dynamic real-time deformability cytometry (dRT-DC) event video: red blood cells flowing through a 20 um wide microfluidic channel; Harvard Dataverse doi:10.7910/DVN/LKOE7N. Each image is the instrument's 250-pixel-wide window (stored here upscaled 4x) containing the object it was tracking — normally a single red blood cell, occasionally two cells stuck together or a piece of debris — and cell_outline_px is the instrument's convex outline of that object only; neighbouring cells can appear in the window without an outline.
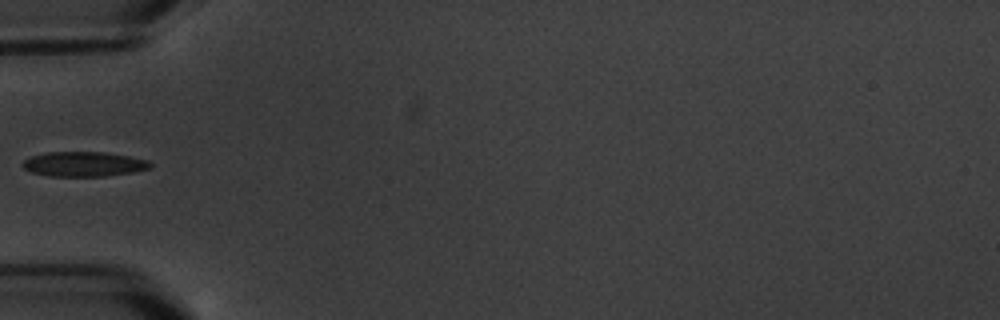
{"species": "common noctule bat (a hibernating species)", "species_latin": "Nyctalus noctula", "temperature_condition": "warm", "stored_images_in_passage": 15, "segment_of_instrument_passage": [2, 2], "camera_frame_rate_fps": 3000, "um_per_image_px": 0.085, "animal": {"sex": "male", "body_mass_g": 20.1, "forearm_length_mm": 53.5}, "frame": {"image": 1, "passage_image": 5, "time_ms": 5.0, "image_size_px": [1000, 320], "cell_outline_px": [[152, 168], [132, 172], [104, 176], [48, 176], [32, 172], [24, 168], [20, 164], [24, 160], [32, 156], [48, 152], [104, 152], [128, 156], [148, 160], [152, 164]], "centroid_in_image_um": [7.12, 13.95], "position_along_channel_um": 77.9, "area_um2": 18.38}}
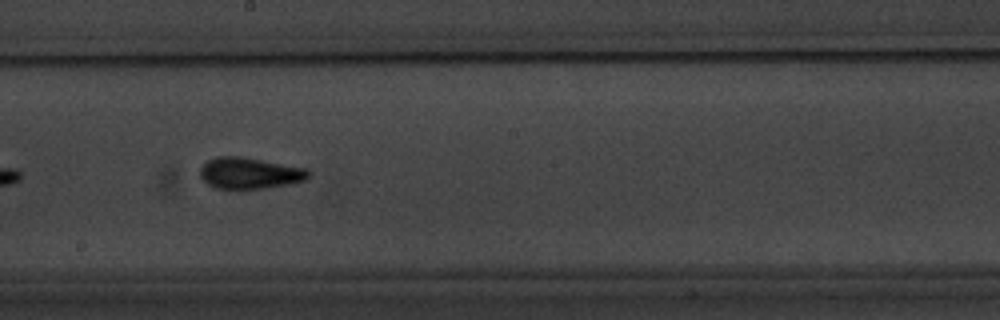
{"frame": {"image": 2, "passage_image": 9, "time_ms": 9.333, "image_size_px": [1000, 320], "cell_outline_px": [[312, 172], [304, 180], [288, 184], [264, 188], [216, 188], [208, 184], [200, 176], [200, 168], [208, 160], [216, 156], [240, 156], [308, 168]], "centroid_in_image_um": [21.23, 14.7], "position_along_channel_um": 227.0, "area_um2": 19.65}}
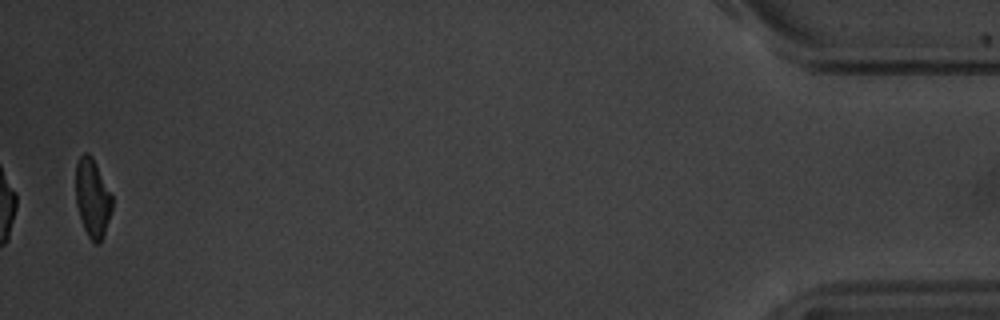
{"frame": {"image": 3, "passage_image": 15, "time_ms": 17.667, "image_size_px": [1000, 320], "cell_outline_px": [[112, 208], [100, 244], [96, 244], [88, 236], [84, 228], [76, 204], [76, 164], [80, 156], [84, 152], [88, 152], [92, 156], [112, 196]], "centroid_in_image_um": [7.85, 16.81], "position_along_channel_um": 427.4, "area_um2": 16.36}}